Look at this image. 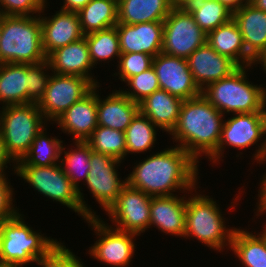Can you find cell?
Returning <instances> with one entry per match:
<instances>
[{
    "mask_svg": "<svg viewBox=\"0 0 266 267\" xmlns=\"http://www.w3.org/2000/svg\"><path fill=\"white\" fill-rule=\"evenodd\" d=\"M142 160L135 162L126 180L130 187L151 197L176 195L178 190L188 193L198 185L199 163L177 145Z\"/></svg>",
    "mask_w": 266,
    "mask_h": 267,
    "instance_id": "1",
    "label": "cell"
},
{
    "mask_svg": "<svg viewBox=\"0 0 266 267\" xmlns=\"http://www.w3.org/2000/svg\"><path fill=\"white\" fill-rule=\"evenodd\" d=\"M224 115L202 94L184 100L176 127L172 130L173 144L184 149L197 163L200 157L210 158L218 149Z\"/></svg>",
    "mask_w": 266,
    "mask_h": 267,
    "instance_id": "2",
    "label": "cell"
},
{
    "mask_svg": "<svg viewBox=\"0 0 266 267\" xmlns=\"http://www.w3.org/2000/svg\"><path fill=\"white\" fill-rule=\"evenodd\" d=\"M20 212L0 223V261L23 267L35 262L40 266L62 243L35 231Z\"/></svg>",
    "mask_w": 266,
    "mask_h": 267,
    "instance_id": "3",
    "label": "cell"
},
{
    "mask_svg": "<svg viewBox=\"0 0 266 267\" xmlns=\"http://www.w3.org/2000/svg\"><path fill=\"white\" fill-rule=\"evenodd\" d=\"M196 189L195 187V194L192 190L188 192V198L186 195L184 238L194 237L203 245L220 253L225 250L224 247H228V251L235 226L228 229L225 224L227 219L222 216L225 214H222L219 204L206 194H198Z\"/></svg>",
    "mask_w": 266,
    "mask_h": 267,
    "instance_id": "4",
    "label": "cell"
},
{
    "mask_svg": "<svg viewBox=\"0 0 266 267\" xmlns=\"http://www.w3.org/2000/svg\"><path fill=\"white\" fill-rule=\"evenodd\" d=\"M251 68L240 66L231 75L207 85L201 94L224 116L266 111V88L248 81L246 74Z\"/></svg>",
    "mask_w": 266,
    "mask_h": 267,
    "instance_id": "5",
    "label": "cell"
},
{
    "mask_svg": "<svg viewBox=\"0 0 266 267\" xmlns=\"http://www.w3.org/2000/svg\"><path fill=\"white\" fill-rule=\"evenodd\" d=\"M0 64H38L47 60L39 15L1 16Z\"/></svg>",
    "mask_w": 266,
    "mask_h": 267,
    "instance_id": "6",
    "label": "cell"
},
{
    "mask_svg": "<svg viewBox=\"0 0 266 267\" xmlns=\"http://www.w3.org/2000/svg\"><path fill=\"white\" fill-rule=\"evenodd\" d=\"M0 109V135L8 155L17 163L49 122L36 103L7 105Z\"/></svg>",
    "mask_w": 266,
    "mask_h": 267,
    "instance_id": "7",
    "label": "cell"
},
{
    "mask_svg": "<svg viewBox=\"0 0 266 267\" xmlns=\"http://www.w3.org/2000/svg\"><path fill=\"white\" fill-rule=\"evenodd\" d=\"M264 136V137H263ZM262 138L264 139L263 142ZM259 142V144H257ZM258 145L253 153L254 162L265 163L266 150V111L252 113L233 114V117L224 120L222 126V135L217 151L208 159L214 165L223 161L226 146L234 147L240 150Z\"/></svg>",
    "mask_w": 266,
    "mask_h": 267,
    "instance_id": "8",
    "label": "cell"
},
{
    "mask_svg": "<svg viewBox=\"0 0 266 267\" xmlns=\"http://www.w3.org/2000/svg\"><path fill=\"white\" fill-rule=\"evenodd\" d=\"M16 175L25 183L43 194L44 197L59 202L83 218V209L77 188L64 173L60 163L51 166H16Z\"/></svg>",
    "mask_w": 266,
    "mask_h": 267,
    "instance_id": "9",
    "label": "cell"
},
{
    "mask_svg": "<svg viewBox=\"0 0 266 267\" xmlns=\"http://www.w3.org/2000/svg\"><path fill=\"white\" fill-rule=\"evenodd\" d=\"M162 52L187 59L206 43L207 35L185 5L176 4L163 21Z\"/></svg>",
    "mask_w": 266,
    "mask_h": 267,
    "instance_id": "10",
    "label": "cell"
},
{
    "mask_svg": "<svg viewBox=\"0 0 266 267\" xmlns=\"http://www.w3.org/2000/svg\"><path fill=\"white\" fill-rule=\"evenodd\" d=\"M86 222L97 239L88 254L107 266L129 267L136 251L134 238L139 235L117 230L99 217L87 218Z\"/></svg>",
    "mask_w": 266,
    "mask_h": 267,
    "instance_id": "11",
    "label": "cell"
},
{
    "mask_svg": "<svg viewBox=\"0 0 266 267\" xmlns=\"http://www.w3.org/2000/svg\"><path fill=\"white\" fill-rule=\"evenodd\" d=\"M94 87L84 77L52 73L44 96L37 104L47 122L55 121L72 104L81 100Z\"/></svg>",
    "mask_w": 266,
    "mask_h": 267,
    "instance_id": "12",
    "label": "cell"
},
{
    "mask_svg": "<svg viewBox=\"0 0 266 267\" xmlns=\"http://www.w3.org/2000/svg\"><path fill=\"white\" fill-rule=\"evenodd\" d=\"M151 198L126 184L106 214L111 219L112 227L140 236L150 225Z\"/></svg>",
    "mask_w": 266,
    "mask_h": 267,
    "instance_id": "13",
    "label": "cell"
},
{
    "mask_svg": "<svg viewBox=\"0 0 266 267\" xmlns=\"http://www.w3.org/2000/svg\"><path fill=\"white\" fill-rule=\"evenodd\" d=\"M120 163L123 162L114 157L91 151V168L85 183L92 197H95L105 212L115 203L121 189L127 184L126 178L123 180L118 177L117 168Z\"/></svg>",
    "mask_w": 266,
    "mask_h": 267,
    "instance_id": "14",
    "label": "cell"
},
{
    "mask_svg": "<svg viewBox=\"0 0 266 267\" xmlns=\"http://www.w3.org/2000/svg\"><path fill=\"white\" fill-rule=\"evenodd\" d=\"M152 66L159 80L160 89L183 101L201 95L187 59L161 52L153 58Z\"/></svg>",
    "mask_w": 266,
    "mask_h": 267,
    "instance_id": "15",
    "label": "cell"
},
{
    "mask_svg": "<svg viewBox=\"0 0 266 267\" xmlns=\"http://www.w3.org/2000/svg\"><path fill=\"white\" fill-rule=\"evenodd\" d=\"M99 87L95 86L54 121L56 125L60 126L61 131L73 137L72 141L74 142H86L98 126L97 89Z\"/></svg>",
    "mask_w": 266,
    "mask_h": 267,
    "instance_id": "16",
    "label": "cell"
},
{
    "mask_svg": "<svg viewBox=\"0 0 266 267\" xmlns=\"http://www.w3.org/2000/svg\"><path fill=\"white\" fill-rule=\"evenodd\" d=\"M194 82L202 91L207 85L231 75L240 66L231 58L217 53L207 42L188 58Z\"/></svg>",
    "mask_w": 266,
    "mask_h": 267,
    "instance_id": "17",
    "label": "cell"
},
{
    "mask_svg": "<svg viewBox=\"0 0 266 267\" xmlns=\"http://www.w3.org/2000/svg\"><path fill=\"white\" fill-rule=\"evenodd\" d=\"M39 14L42 46L46 56L52 51L84 37L77 12L59 10L52 16Z\"/></svg>",
    "mask_w": 266,
    "mask_h": 267,
    "instance_id": "18",
    "label": "cell"
},
{
    "mask_svg": "<svg viewBox=\"0 0 266 267\" xmlns=\"http://www.w3.org/2000/svg\"><path fill=\"white\" fill-rule=\"evenodd\" d=\"M116 29L121 53H146L155 57L162 52L163 22L117 23Z\"/></svg>",
    "mask_w": 266,
    "mask_h": 267,
    "instance_id": "19",
    "label": "cell"
},
{
    "mask_svg": "<svg viewBox=\"0 0 266 267\" xmlns=\"http://www.w3.org/2000/svg\"><path fill=\"white\" fill-rule=\"evenodd\" d=\"M47 61L54 74L81 76L88 79L94 86L100 85V82L93 79L94 73H91L94 66L85 37L52 51L47 56Z\"/></svg>",
    "mask_w": 266,
    "mask_h": 267,
    "instance_id": "20",
    "label": "cell"
},
{
    "mask_svg": "<svg viewBox=\"0 0 266 267\" xmlns=\"http://www.w3.org/2000/svg\"><path fill=\"white\" fill-rule=\"evenodd\" d=\"M186 193L152 197L150 204V225L171 236H185ZM179 196V197H178ZM153 225V226H152Z\"/></svg>",
    "mask_w": 266,
    "mask_h": 267,
    "instance_id": "21",
    "label": "cell"
},
{
    "mask_svg": "<svg viewBox=\"0 0 266 267\" xmlns=\"http://www.w3.org/2000/svg\"><path fill=\"white\" fill-rule=\"evenodd\" d=\"M97 90V120L99 126L125 132L139 112V103L132 101L120 90H112L102 99Z\"/></svg>",
    "mask_w": 266,
    "mask_h": 267,
    "instance_id": "22",
    "label": "cell"
},
{
    "mask_svg": "<svg viewBox=\"0 0 266 267\" xmlns=\"http://www.w3.org/2000/svg\"><path fill=\"white\" fill-rule=\"evenodd\" d=\"M232 19L243 36L246 52L258 59L266 51V12L248 2L233 13Z\"/></svg>",
    "mask_w": 266,
    "mask_h": 267,
    "instance_id": "23",
    "label": "cell"
},
{
    "mask_svg": "<svg viewBox=\"0 0 266 267\" xmlns=\"http://www.w3.org/2000/svg\"><path fill=\"white\" fill-rule=\"evenodd\" d=\"M73 148H69L71 150H67L62 146L60 153V165L64 170V173L70 179L72 184L77 188L79 199L81 202V206L83 209V219L87 218L99 217L96 215V211H92V208L85 202L83 190H81V186L79 183L83 180L86 182L89 170L91 168L90 165V157H91V147L87 142L75 141ZM85 180V181H84ZM89 206V207H88Z\"/></svg>",
    "mask_w": 266,
    "mask_h": 267,
    "instance_id": "24",
    "label": "cell"
},
{
    "mask_svg": "<svg viewBox=\"0 0 266 267\" xmlns=\"http://www.w3.org/2000/svg\"><path fill=\"white\" fill-rule=\"evenodd\" d=\"M182 103L183 100L158 89L139 102V112L170 134L177 125Z\"/></svg>",
    "mask_w": 266,
    "mask_h": 267,
    "instance_id": "25",
    "label": "cell"
},
{
    "mask_svg": "<svg viewBox=\"0 0 266 267\" xmlns=\"http://www.w3.org/2000/svg\"><path fill=\"white\" fill-rule=\"evenodd\" d=\"M175 5V0H117L118 23L163 22Z\"/></svg>",
    "mask_w": 266,
    "mask_h": 267,
    "instance_id": "26",
    "label": "cell"
},
{
    "mask_svg": "<svg viewBox=\"0 0 266 267\" xmlns=\"http://www.w3.org/2000/svg\"><path fill=\"white\" fill-rule=\"evenodd\" d=\"M206 42L217 53L231 58L239 66L255 64V60L246 52L243 36L233 19L209 32Z\"/></svg>",
    "mask_w": 266,
    "mask_h": 267,
    "instance_id": "27",
    "label": "cell"
},
{
    "mask_svg": "<svg viewBox=\"0 0 266 267\" xmlns=\"http://www.w3.org/2000/svg\"><path fill=\"white\" fill-rule=\"evenodd\" d=\"M28 64H0V104H27Z\"/></svg>",
    "mask_w": 266,
    "mask_h": 267,
    "instance_id": "28",
    "label": "cell"
},
{
    "mask_svg": "<svg viewBox=\"0 0 266 267\" xmlns=\"http://www.w3.org/2000/svg\"><path fill=\"white\" fill-rule=\"evenodd\" d=\"M236 228L230 249L242 267H266V237L261 233Z\"/></svg>",
    "mask_w": 266,
    "mask_h": 267,
    "instance_id": "29",
    "label": "cell"
},
{
    "mask_svg": "<svg viewBox=\"0 0 266 267\" xmlns=\"http://www.w3.org/2000/svg\"><path fill=\"white\" fill-rule=\"evenodd\" d=\"M77 13L84 35L116 26L118 23L117 0H91Z\"/></svg>",
    "mask_w": 266,
    "mask_h": 267,
    "instance_id": "30",
    "label": "cell"
},
{
    "mask_svg": "<svg viewBox=\"0 0 266 267\" xmlns=\"http://www.w3.org/2000/svg\"><path fill=\"white\" fill-rule=\"evenodd\" d=\"M44 127L35 137L28 153L16 166H51L60 163V153L63 140L58 137H49Z\"/></svg>",
    "mask_w": 266,
    "mask_h": 267,
    "instance_id": "31",
    "label": "cell"
},
{
    "mask_svg": "<svg viewBox=\"0 0 266 267\" xmlns=\"http://www.w3.org/2000/svg\"><path fill=\"white\" fill-rule=\"evenodd\" d=\"M184 5L206 35L233 18V13L218 0H190Z\"/></svg>",
    "mask_w": 266,
    "mask_h": 267,
    "instance_id": "32",
    "label": "cell"
},
{
    "mask_svg": "<svg viewBox=\"0 0 266 267\" xmlns=\"http://www.w3.org/2000/svg\"><path fill=\"white\" fill-rule=\"evenodd\" d=\"M157 128L148 117L138 112L125 131L126 156L129 153L139 154L151 151L157 142Z\"/></svg>",
    "mask_w": 266,
    "mask_h": 267,
    "instance_id": "33",
    "label": "cell"
},
{
    "mask_svg": "<svg viewBox=\"0 0 266 267\" xmlns=\"http://www.w3.org/2000/svg\"><path fill=\"white\" fill-rule=\"evenodd\" d=\"M84 37L87 40L90 59L94 67L102 61L109 63L115 57L119 60L121 52L116 26L84 35Z\"/></svg>",
    "mask_w": 266,
    "mask_h": 267,
    "instance_id": "34",
    "label": "cell"
},
{
    "mask_svg": "<svg viewBox=\"0 0 266 267\" xmlns=\"http://www.w3.org/2000/svg\"><path fill=\"white\" fill-rule=\"evenodd\" d=\"M86 142L92 151L109 155L121 162L127 158L126 138L123 131L98 125Z\"/></svg>",
    "mask_w": 266,
    "mask_h": 267,
    "instance_id": "35",
    "label": "cell"
},
{
    "mask_svg": "<svg viewBox=\"0 0 266 267\" xmlns=\"http://www.w3.org/2000/svg\"><path fill=\"white\" fill-rule=\"evenodd\" d=\"M125 83L129 87L128 91L120 88L119 90L137 103L160 89L159 80L153 66L138 75L130 77Z\"/></svg>",
    "mask_w": 266,
    "mask_h": 267,
    "instance_id": "36",
    "label": "cell"
},
{
    "mask_svg": "<svg viewBox=\"0 0 266 267\" xmlns=\"http://www.w3.org/2000/svg\"><path fill=\"white\" fill-rule=\"evenodd\" d=\"M153 58V56L146 53H121L116 65L117 69H119L112 76H118V79L125 83L130 77L152 67Z\"/></svg>",
    "mask_w": 266,
    "mask_h": 267,
    "instance_id": "37",
    "label": "cell"
},
{
    "mask_svg": "<svg viewBox=\"0 0 266 267\" xmlns=\"http://www.w3.org/2000/svg\"><path fill=\"white\" fill-rule=\"evenodd\" d=\"M49 70L51 71V68L47 60L38 64H28L27 103L37 104L44 96L52 74L48 73Z\"/></svg>",
    "mask_w": 266,
    "mask_h": 267,
    "instance_id": "38",
    "label": "cell"
},
{
    "mask_svg": "<svg viewBox=\"0 0 266 267\" xmlns=\"http://www.w3.org/2000/svg\"><path fill=\"white\" fill-rule=\"evenodd\" d=\"M47 4V0H0V12L2 16H37Z\"/></svg>",
    "mask_w": 266,
    "mask_h": 267,
    "instance_id": "39",
    "label": "cell"
},
{
    "mask_svg": "<svg viewBox=\"0 0 266 267\" xmlns=\"http://www.w3.org/2000/svg\"><path fill=\"white\" fill-rule=\"evenodd\" d=\"M6 175L5 172L0 173V223L15 217L20 212L19 208L15 207L14 188Z\"/></svg>",
    "mask_w": 266,
    "mask_h": 267,
    "instance_id": "40",
    "label": "cell"
},
{
    "mask_svg": "<svg viewBox=\"0 0 266 267\" xmlns=\"http://www.w3.org/2000/svg\"><path fill=\"white\" fill-rule=\"evenodd\" d=\"M80 257L61 243L40 265L42 267H86Z\"/></svg>",
    "mask_w": 266,
    "mask_h": 267,
    "instance_id": "41",
    "label": "cell"
},
{
    "mask_svg": "<svg viewBox=\"0 0 266 267\" xmlns=\"http://www.w3.org/2000/svg\"><path fill=\"white\" fill-rule=\"evenodd\" d=\"M262 181H260V188H259V192H258V203H256V212L254 216H257L256 218H258V216L261 217V215H266V173L263 174V177H261Z\"/></svg>",
    "mask_w": 266,
    "mask_h": 267,
    "instance_id": "42",
    "label": "cell"
},
{
    "mask_svg": "<svg viewBox=\"0 0 266 267\" xmlns=\"http://www.w3.org/2000/svg\"><path fill=\"white\" fill-rule=\"evenodd\" d=\"M8 163L10 164V166L13 165L14 174H16V163L8 155V153L5 149V145H4L3 140L1 138V135H0V173L5 172V170H7V168H8L7 164Z\"/></svg>",
    "mask_w": 266,
    "mask_h": 267,
    "instance_id": "43",
    "label": "cell"
},
{
    "mask_svg": "<svg viewBox=\"0 0 266 267\" xmlns=\"http://www.w3.org/2000/svg\"><path fill=\"white\" fill-rule=\"evenodd\" d=\"M91 0H63V6L61 10L78 12L85 7Z\"/></svg>",
    "mask_w": 266,
    "mask_h": 267,
    "instance_id": "44",
    "label": "cell"
},
{
    "mask_svg": "<svg viewBox=\"0 0 266 267\" xmlns=\"http://www.w3.org/2000/svg\"><path fill=\"white\" fill-rule=\"evenodd\" d=\"M224 5L229 11L234 13L239 10L242 6L249 2V0H218Z\"/></svg>",
    "mask_w": 266,
    "mask_h": 267,
    "instance_id": "45",
    "label": "cell"
},
{
    "mask_svg": "<svg viewBox=\"0 0 266 267\" xmlns=\"http://www.w3.org/2000/svg\"><path fill=\"white\" fill-rule=\"evenodd\" d=\"M249 3L257 9L266 12V0H249Z\"/></svg>",
    "mask_w": 266,
    "mask_h": 267,
    "instance_id": "46",
    "label": "cell"
},
{
    "mask_svg": "<svg viewBox=\"0 0 266 267\" xmlns=\"http://www.w3.org/2000/svg\"><path fill=\"white\" fill-rule=\"evenodd\" d=\"M258 64H261V68L263 67L262 70L266 74V51L258 59L255 60L254 66H257Z\"/></svg>",
    "mask_w": 266,
    "mask_h": 267,
    "instance_id": "47",
    "label": "cell"
},
{
    "mask_svg": "<svg viewBox=\"0 0 266 267\" xmlns=\"http://www.w3.org/2000/svg\"><path fill=\"white\" fill-rule=\"evenodd\" d=\"M0 267H18V266L0 261Z\"/></svg>",
    "mask_w": 266,
    "mask_h": 267,
    "instance_id": "48",
    "label": "cell"
},
{
    "mask_svg": "<svg viewBox=\"0 0 266 267\" xmlns=\"http://www.w3.org/2000/svg\"><path fill=\"white\" fill-rule=\"evenodd\" d=\"M188 1H190V0H175L176 4H178V5H184V4H186Z\"/></svg>",
    "mask_w": 266,
    "mask_h": 267,
    "instance_id": "49",
    "label": "cell"
},
{
    "mask_svg": "<svg viewBox=\"0 0 266 267\" xmlns=\"http://www.w3.org/2000/svg\"><path fill=\"white\" fill-rule=\"evenodd\" d=\"M264 224L265 225L262 227L264 230L263 231H260V232L266 237V223H264Z\"/></svg>",
    "mask_w": 266,
    "mask_h": 267,
    "instance_id": "50",
    "label": "cell"
}]
</instances>
